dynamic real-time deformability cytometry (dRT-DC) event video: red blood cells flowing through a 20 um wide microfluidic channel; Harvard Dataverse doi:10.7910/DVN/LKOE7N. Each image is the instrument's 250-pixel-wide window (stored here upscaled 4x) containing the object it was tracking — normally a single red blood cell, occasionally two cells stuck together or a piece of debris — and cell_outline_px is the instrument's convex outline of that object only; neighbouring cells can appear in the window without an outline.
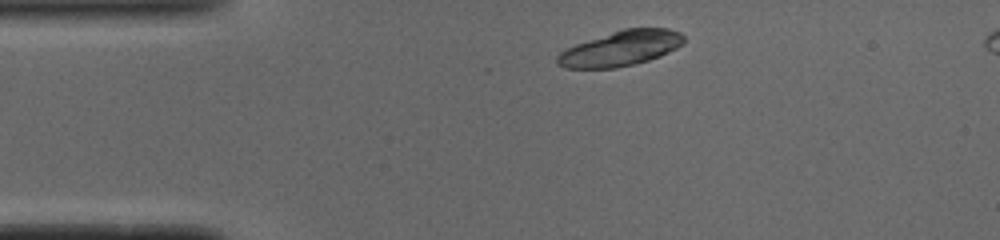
{"species": "common noctule bat (a hibernating species)", "species_latin": "Nyctalus noctula", "temperature_condition": "cold", "stored_images_in_passage": 43, "camera_frame_rate_fps": 3000, "um_per_image_px": 0.085, "animal": {"sex": "male", "body_mass_g": 19.0, "forearm_length_mm": 50.8}, "frame": {"image": 1, "passage_image": 1, "time_ms": 0.0, "image_size_px": [1000, 240], "cell_outline_px": [[684, 44], [660, 56], [648, 60], [616, 68], [564, 68], [556, 64], [556, 56], [560, 52], [576, 44], [624, 28], [668, 28], [680, 32], [684, 36]], "centroid_in_image_um": [52.77, 4.11], "position_along_channel_um": 32.2, "area_um2": 25.78}}
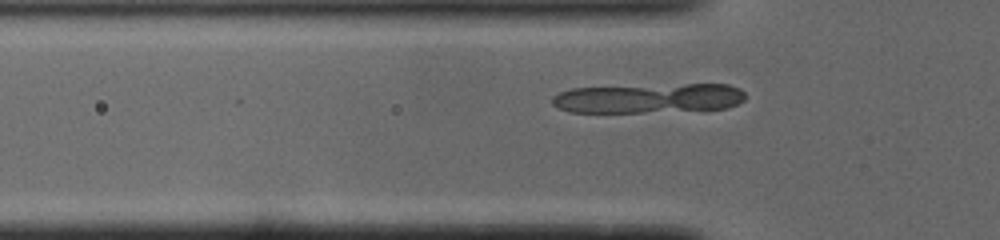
{"frame": {"image": 2, "passage_image": 7, "time_ms": 2.0, "image_size_px": [1000, 240], "cell_outline_px": [[744, 100], [728, 108], [644, 112], [568, 112], [552, 104], [552, 96], [560, 92], [572, 88], [684, 84], [728, 84], [740, 88], [744, 92]], "centroid_in_image_um": [55.14, 8.35], "position_along_channel_um": 70.7, "area_um2": 33.18}}